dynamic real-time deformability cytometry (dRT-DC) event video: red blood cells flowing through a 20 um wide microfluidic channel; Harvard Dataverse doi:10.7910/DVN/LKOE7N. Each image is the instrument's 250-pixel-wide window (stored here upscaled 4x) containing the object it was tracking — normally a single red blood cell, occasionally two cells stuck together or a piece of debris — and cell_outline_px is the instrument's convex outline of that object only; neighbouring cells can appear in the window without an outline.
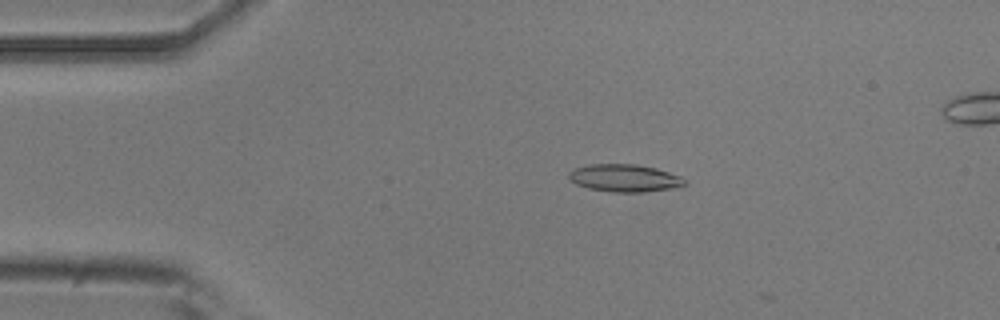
{"species": "common noctule bat (a hibernating species)", "species_latin": "Nyctalus noctula", "temperature_condition": "room temperature", "stored_images_in_passage": 11, "camera_frame_rate_fps": 3000, "um_per_image_px": 0.085, "animal": {"sex": "male", "body_mass_g": 20.5, "forearm_length_mm": 52.5}, "frame": {"image": 1, "passage_image": 10, "time_ms": 3.0, "image_size_px": [1000, 320], "cell_outline_px": [[688, 184], [668, 188], [644, 192], [612, 192], [588, 188], [576, 184], [568, 176], [568, 172], [576, 168], [592, 164], [636, 164], [656, 168], [684, 176], [688, 180]], "centroid_in_image_um": [53.14, 15.13], "position_along_channel_um": 31.9, "area_um2": 18.61}}